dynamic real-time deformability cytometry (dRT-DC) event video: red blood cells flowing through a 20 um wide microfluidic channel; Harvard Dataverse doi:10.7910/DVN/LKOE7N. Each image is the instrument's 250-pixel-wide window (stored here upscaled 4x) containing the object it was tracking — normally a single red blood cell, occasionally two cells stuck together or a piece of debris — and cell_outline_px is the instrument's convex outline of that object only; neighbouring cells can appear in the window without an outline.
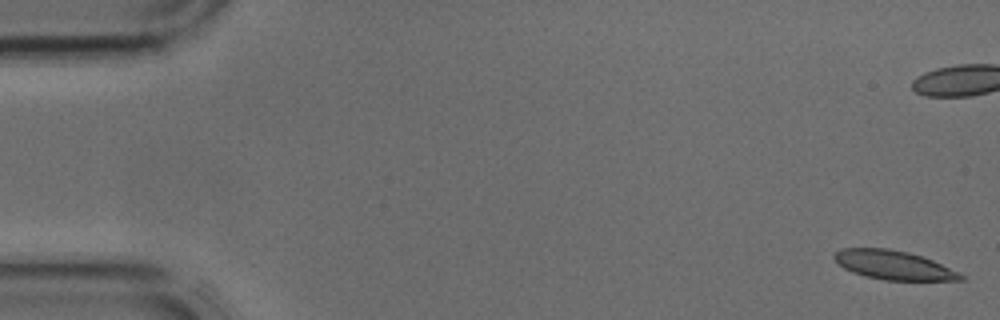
{"species": "common noctule bat (a hibernating species)", "species_latin": "Nyctalus noctula", "temperature_condition": "cold", "stored_images_in_passage": 43, "camera_frame_rate_fps": 3000, "um_per_image_px": 0.085, "animal": {"sex": "male", "body_mass_g": 17.9, "forearm_length_mm": 54.2}, "frame": {"image": 1, "passage_image": 1, "time_ms": 0.0, "image_size_px": [1000, 320], "cell_outline_px": [[964, 280], [884, 280], [864, 276], [852, 272], [844, 268], [832, 256], [840, 248], [888, 248], [908, 252], [932, 260], [960, 272], [964, 276]], "centroid_in_image_um": [75.95, 22.53], "position_along_channel_um": 9.1, "area_um2": 21.27}}
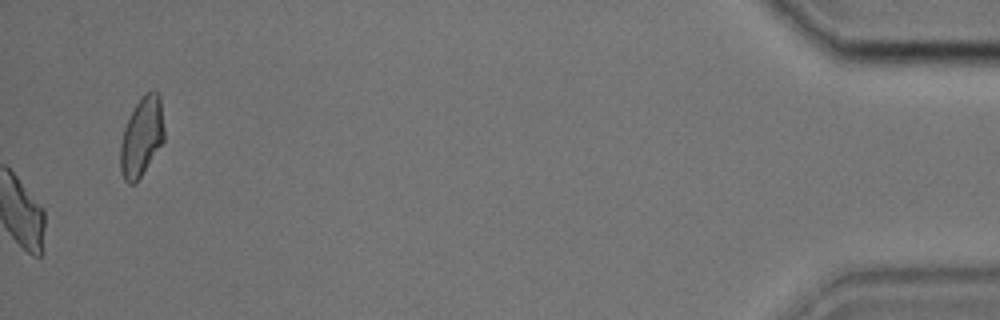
{"frame": {"image": 2, "passage_image": 43, "time_ms": 14.0, "image_size_px": [1000, 320], "cell_outline_px": [[164, 140], [136, 184], [128, 184], [124, 180], [120, 172], [120, 144], [124, 128], [136, 104], [144, 92], [152, 88], [156, 88], [160, 92], [164, 128]], "centroid_in_image_um": [12.05, 11.59], "position_along_channel_um": 423.1, "area_um2": 20.58}}